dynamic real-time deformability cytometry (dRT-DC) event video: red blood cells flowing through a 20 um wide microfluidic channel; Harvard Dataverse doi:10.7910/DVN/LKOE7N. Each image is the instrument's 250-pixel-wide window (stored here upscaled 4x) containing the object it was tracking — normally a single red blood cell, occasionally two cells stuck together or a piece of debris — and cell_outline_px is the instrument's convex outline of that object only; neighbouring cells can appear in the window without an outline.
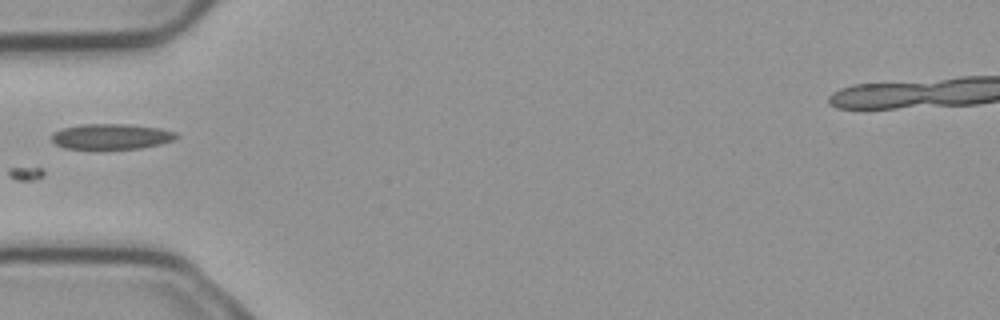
{"species": "common noctule bat (a hibernating species)", "species_latin": "Nyctalus noctula", "temperature_condition": "cold", "stored_images_in_passage": 2, "camera_frame_rate_fps": 3000, "um_per_image_px": 0.085, "animal": {"sex": "male", "body_mass_g": 23.1, "forearm_length_mm": 52.7}, "frame": {"image": 1, "passage_image": 2, "time_ms": 0.333, "image_size_px": [1000, 320], "cell_outline_px": [[180, 136], [172, 140], [160, 144], [140, 148], [64, 148], [56, 144], [52, 140], [52, 132], [64, 128], [80, 124], [128, 124], [160, 128], [176, 132]], "centroid_in_image_um": [9.47, 11.59], "position_along_channel_um": 75.5, "area_um2": 18.32}}